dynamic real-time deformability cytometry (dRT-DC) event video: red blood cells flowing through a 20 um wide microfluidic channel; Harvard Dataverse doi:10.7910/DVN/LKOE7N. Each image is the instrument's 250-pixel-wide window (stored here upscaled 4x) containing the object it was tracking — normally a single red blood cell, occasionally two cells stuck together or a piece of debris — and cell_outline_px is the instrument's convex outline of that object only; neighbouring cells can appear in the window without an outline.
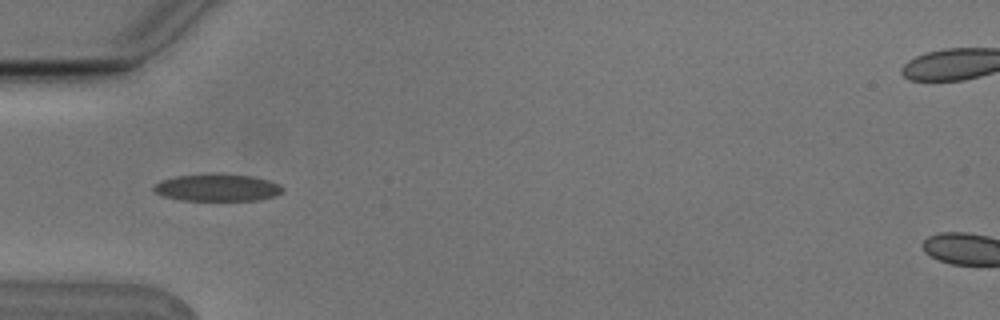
{"species": "Egyptian fruit bat (a non-hibernating species)", "species_latin": "Rousettus aegyptiacus", "temperature_condition": "cold", "stored_images_in_passage": 5, "camera_frame_rate_fps": 3000, "um_per_image_px": 0.085, "animal": {"sex": "male"}, "frame": {"image": 1, "passage_image": 5, "time_ms": 1.333, "image_size_px": [1000, 320], "cell_outline_px": [[284, 188], [276, 196], [260, 200], [180, 200], [164, 196], [156, 192], [152, 188], [152, 184], [160, 180], [176, 176], [212, 172], [252, 176], [268, 180], [280, 184]], "centroid_in_image_um": [18.45, 15.92], "position_along_channel_um": 66.6, "area_um2": 20.81}}